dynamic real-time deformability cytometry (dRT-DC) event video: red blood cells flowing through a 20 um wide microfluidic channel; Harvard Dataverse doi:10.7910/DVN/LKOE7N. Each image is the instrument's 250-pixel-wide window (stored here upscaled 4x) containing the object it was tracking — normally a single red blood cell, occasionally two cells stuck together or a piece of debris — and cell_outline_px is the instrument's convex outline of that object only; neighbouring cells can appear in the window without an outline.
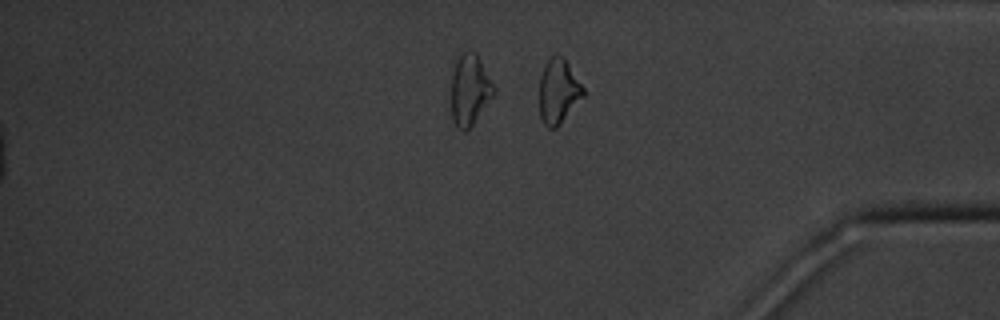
{"species": "common noctule bat (a hibernating species)", "species_latin": "Nyctalus noctula", "temperature_condition": "cold", "stored_images_in_passage": 18, "segment_of_instrument_passage": [2, 2], "camera_frame_rate_fps": 3000, "um_per_image_px": 0.085, "animal": {"sex": "male", "body_mass_g": 20.1, "forearm_length_mm": 53.5}, "frame": {"image": 1, "passage_image": 18, "time_ms": 19.333, "image_size_px": [1000, 320], "cell_outline_px": [[584, 96], [560, 124], [556, 128], [548, 128], [544, 124], [540, 116], [540, 76], [544, 64], [548, 56], [556, 52], [564, 56], [584, 88]], "centroid_in_image_um": [47.46, 7.7], "position_along_channel_um": 387.7, "area_um2": 16.82}}